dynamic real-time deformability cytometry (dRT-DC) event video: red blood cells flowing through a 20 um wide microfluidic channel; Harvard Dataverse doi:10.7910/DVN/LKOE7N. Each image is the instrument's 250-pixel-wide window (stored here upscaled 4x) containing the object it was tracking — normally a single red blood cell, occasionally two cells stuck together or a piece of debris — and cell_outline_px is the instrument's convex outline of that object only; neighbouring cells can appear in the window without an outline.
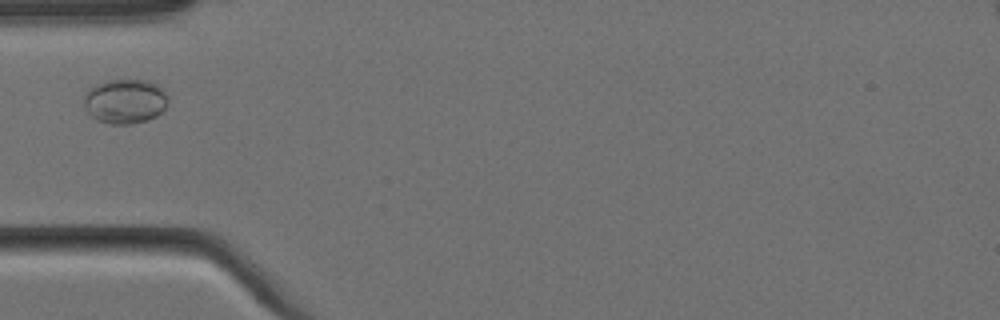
{"species": "Egyptian fruit bat (a non-hibernating species)", "species_latin": "Rousettus aegyptiacus", "temperature_condition": "cold", "stored_images_in_passage": 5, "camera_frame_rate_fps": 3000, "um_per_image_px": 0.085, "animal": {"sex": "female"}, "frame": {"image": 1, "passage_image": 3, "time_ms": 0.667, "image_size_px": [1000, 320], "cell_outline_px": [[168, 104], [156, 116], [148, 120], [128, 124], [108, 124], [96, 120], [84, 108], [84, 96], [96, 84], [104, 80], [148, 80], [156, 84], [164, 92], [168, 100]], "centroid_in_image_um": [10.62, 8.61], "position_along_channel_um": 74.4, "area_um2": 21.79}}
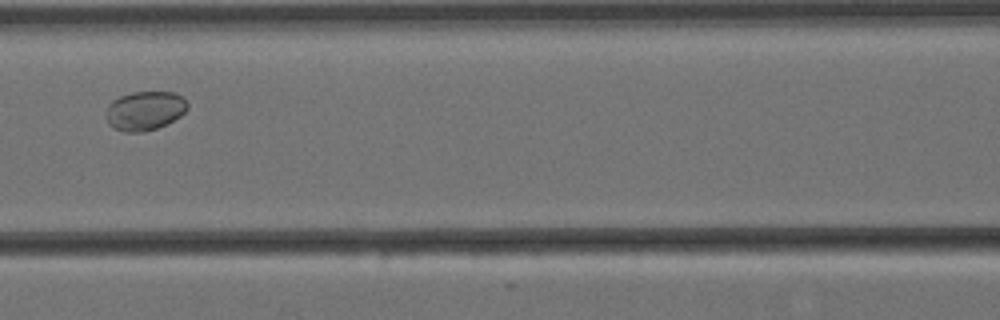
{"frame": {"image": 2, "passage_image": 5, "time_ms": 1.333, "image_size_px": [1000, 320], "cell_outline_px": [[188, 108], [180, 116], [156, 128], [144, 132], [124, 132], [112, 128], [108, 124], [108, 104], [112, 100], [120, 96], [132, 92], [176, 92], [184, 96], [188, 104]], "centroid_in_image_um": [12.33, 9.4], "position_along_channel_um": 154.3, "area_um2": 18.55}}